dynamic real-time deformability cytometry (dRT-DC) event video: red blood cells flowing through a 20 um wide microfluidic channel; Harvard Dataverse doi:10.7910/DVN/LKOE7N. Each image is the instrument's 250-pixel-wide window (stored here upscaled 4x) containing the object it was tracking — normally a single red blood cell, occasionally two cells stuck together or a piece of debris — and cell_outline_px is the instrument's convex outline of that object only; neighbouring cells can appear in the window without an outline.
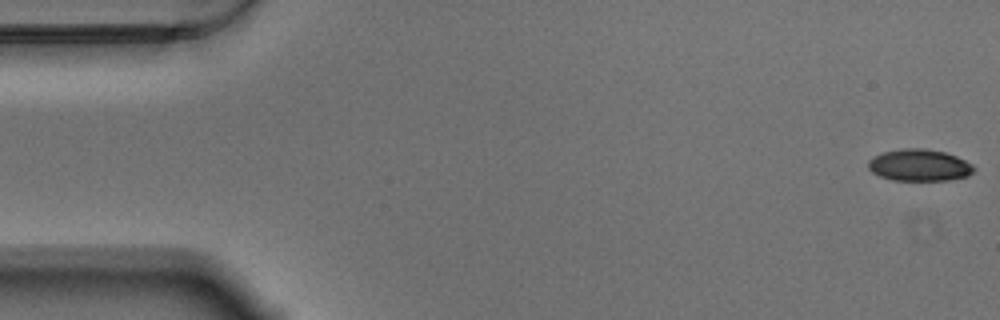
{"species": "Egyptian fruit bat (a non-hibernating species)", "species_latin": "Rousettus aegyptiacus", "temperature_condition": "warm", "stored_images_in_passage": 57, "camera_frame_rate_fps": 3000, "um_per_image_px": 0.085, "animal": {"sex": "male"}, "frame": {"image": 1, "passage_image": 1, "time_ms": 0.0, "image_size_px": [1000, 320], "cell_outline_px": [[976, 168], [968, 176], [948, 180], [892, 180], [880, 176], [872, 172], [868, 168], [868, 160], [872, 156], [884, 152], [904, 148], [924, 148], [944, 152], [956, 156], [972, 164]], "centroid_in_image_um": [78.13, 14.04], "position_along_channel_um": 6.9, "area_um2": 19.59}}
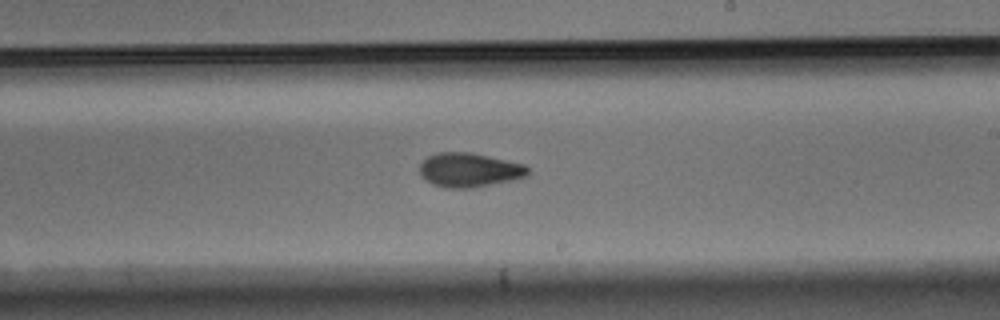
{"frame": {"image": 2, "passage_image": 33, "time_ms": 10.667, "image_size_px": [1000, 320], "cell_outline_px": [[528, 176], [512, 180], [472, 188], [444, 188], [432, 184], [420, 176], [420, 164], [428, 156], [436, 152], [472, 152], [524, 164], [528, 168]], "centroid_in_image_um": [39.87, 14.45], "position_along_channel_um": 249.1, "area_um2": 21.68}}
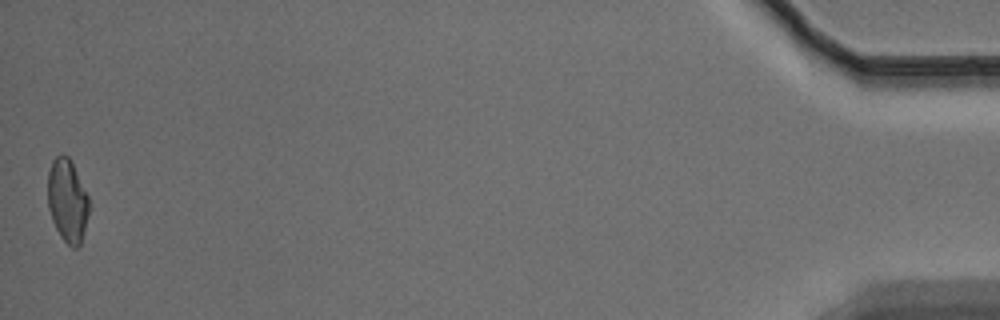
{"frame": {"image": 3, "passage_image": 57, "time_ms": 18.667, "image_size_px": [1000, 320], "cell_outline_px": [[88, 212], [80, 244], [76, 248], [72, 248], [60, 236], [52, 220], [48, 208], [48, 172], [52, 160], [56, 156], [68, 156], [72, 160], [88, 196]], "centroid_in_image_um": [5.71, 17.03], "position_along_channel_um": 429.5, "area_um2": 19.77}, "authors_computed_cell_mechanics": {"area_um2": 20.8658, "velocity_mm_per_s": 3.4949, "shape_relaxation_time_tau1_ms": 7.6047, "shape_relaxation_time_tau2_ms": 3.3099, "deformation_change_tau1": 0.1683, "deformation_change_tau2": 0.0903}}